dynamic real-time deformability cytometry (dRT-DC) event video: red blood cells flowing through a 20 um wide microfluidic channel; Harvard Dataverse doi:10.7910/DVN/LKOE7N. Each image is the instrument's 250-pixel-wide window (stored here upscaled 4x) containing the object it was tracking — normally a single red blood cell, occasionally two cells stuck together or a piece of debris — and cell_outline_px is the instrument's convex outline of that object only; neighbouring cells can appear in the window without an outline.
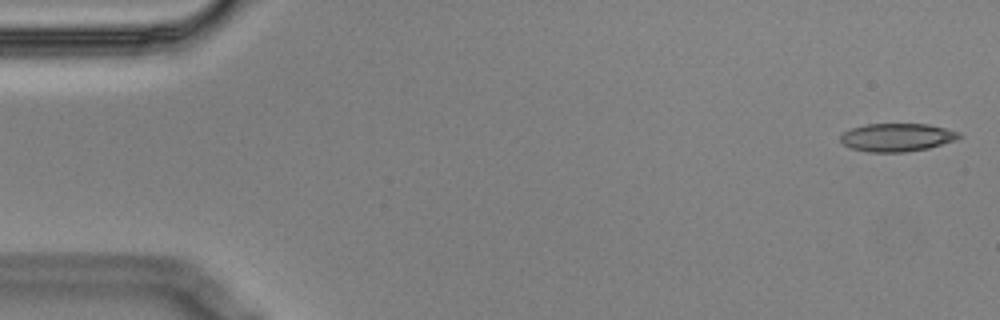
{"species": "Egyptian fruit bat (a non-hibernating species)", "species_latin": "Rousettus aegyptiacus", "temperature_condition": "cold", "stored_images_in_passage": 6, "segment_of_instrument_passage": [1, 2], "camera_frame_rate_fps": 3000, "um_per_image_px": 0.085, "animal": {"sex": "male"}, "frame": {"image": 1, "passage_image": 1, "time_ms": 0.0, "image_size_px": [1000, 320], "cell_outline_px": [[964, 136], [956, 140], [928, 148], [904, 152], [868, 152], [852, 148], [844, 144], [840, 140], [840, 136], [844, 132], [852, 128], [868, 124], [928, 124], [960, 132]], "centroid_in_image_um": [76.28, 11.67], "position_along_channel_um": 8.7, "area_um2": 19.36}}
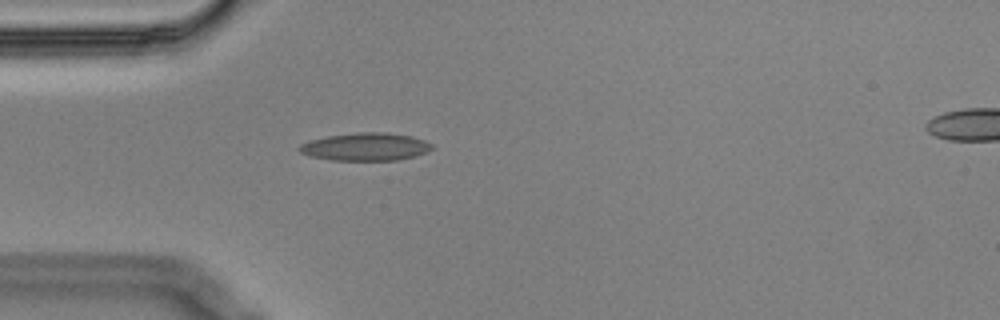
{"frame": {"image": 2, "passage_image": 5, "time_ms": 1.333, "image_size_px": [1000, 320], "cell_outline_px": [[432, 148], [428, 152], [416, 156], [396, 160], [332, 160], [308, 156], [300, 152], [296, 148], [300, 144], [308, 140], [328, 136], [356, 132], [388, 132], [412, 136], [424, 140], [432, 144]], "centroid_in_image_um": [31.05, 12.47], "position_along_channel_um": 54.0, "area_um2": 21.73}}